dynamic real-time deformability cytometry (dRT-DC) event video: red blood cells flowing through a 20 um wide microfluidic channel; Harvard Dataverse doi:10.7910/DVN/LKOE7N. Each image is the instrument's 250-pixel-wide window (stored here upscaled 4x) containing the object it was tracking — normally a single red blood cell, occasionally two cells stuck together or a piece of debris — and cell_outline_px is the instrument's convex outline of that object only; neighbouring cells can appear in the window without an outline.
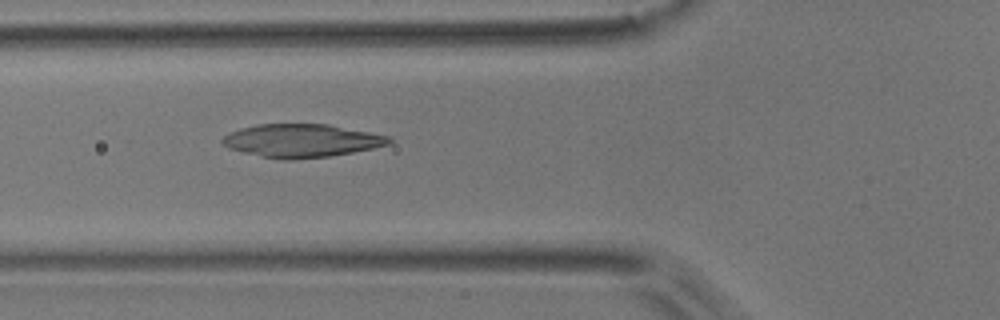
{"species": "common noctule bat (a hibernating species)", "species_latin": "Nyctalus noctula", "temperature_condition": "room temperature", "stored_images_in_passage": 5, "camera_frame_rate_fps": 3000, "um_per_image_px": 0.085, "animal": {"sex": "male", "body_mass_g": 17.9}, "frame": {"image": 1, "passage_image": 5, "time_ms": 1.333, "image_size_px": [1000, 320], "cell_outline_px": [[392, 144], [352, 152], [328, 156], [288, 160], [280, 160], [260, 156], [228, 148], [220, 140], [228, 132], [240, 128], [256, 124], [328, 124], [392, 136]], "centroid_in_image_um": [25.64, 11.95], "position_along_channel_um": 100.2, "area_um2": 32.37}}